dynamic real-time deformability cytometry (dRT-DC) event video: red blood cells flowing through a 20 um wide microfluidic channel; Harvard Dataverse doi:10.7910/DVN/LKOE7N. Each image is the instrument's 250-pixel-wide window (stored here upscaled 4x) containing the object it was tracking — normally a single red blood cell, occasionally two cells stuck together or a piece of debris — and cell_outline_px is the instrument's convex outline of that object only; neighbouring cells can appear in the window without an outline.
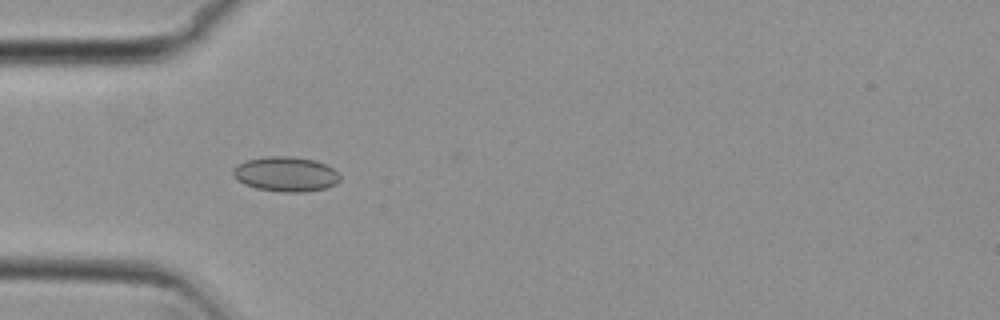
{"species": "common noctule bat (a hibernating species)", "species_latin": "Nyctalus noctula", "temperature_condition": "cold", "stored_images_in_passage": 38, "camera_frame_rate_fps": 3000, "um_per_image_px": 0.085, "animal": {"sex": "female", "body_mass_g": 29.2, "forearm_length_mm": 56.3}, "frame": {"image": 1, "passage_image": 1, "time_ms": 0.0, "image_size_px": [1000, 320], "cell_outline_px": [[340, 180], [336, 184], [328, 188], [304, 192], [284, 192], [256, 188], [244, 184], [236, 180], [232, 176], [232, 168], [236, 164], [248, 160], [268, 156], [292, 156], [316, 160], [332, 168], [340, 176]], "centroid_in_image_um": [24.27, 14.8], "position_along_channel_um": 60.7, "area_um2": 21.91}}
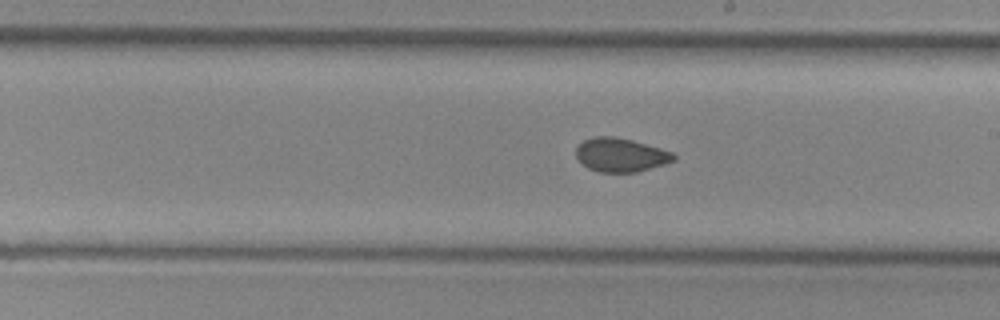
{"frame": {"image": 2, "passage_image": 15, "time_ms": 4.667, "image_size_px": [1000, 320], "cell_outline_px": [[676, 160], [664, 164], [636, 172], [600, 172], [588, 168], [576, 156], [576, 148], [584, 140], [592, 136], [616, 136], [632, 140], [660, 148], [672, 152], [676, 156]], "centroid_in_image_um": [52.76, 13.16], "position_along_channel_um": 236.2, "area_um2": 19.13}}
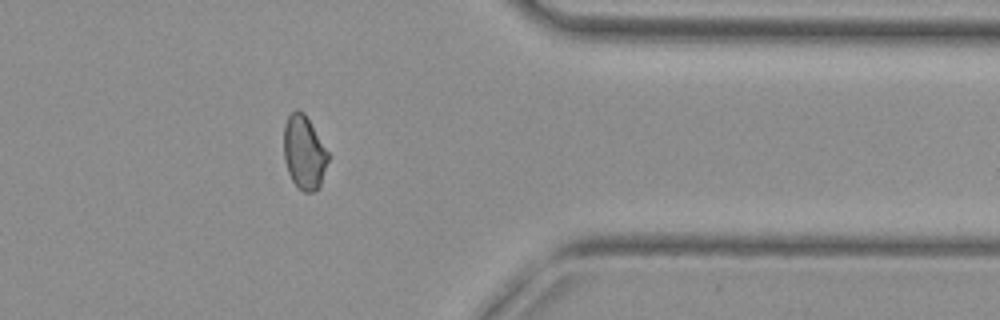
{"frame": {"image": 3, "passage_image": 28, "time_ms": 9.0, "image_size_px": [1000, 320], "cell_outline_px": [[328, 160], [320, 188], [316, 192], [304, 192], [292, 180], [288, 172], [284, 160], [284, 124], [288, 116], [296, 108], [304, 112], [328, 152]], "centroid_in_image_um": [25.84, 12.96], "position_along_channel_um": 385.6, "area_um2": 19.02}, "authors_computed_cell_mechanics": {"area_um2": 19.5364, "velocity_mm_per_s": 3.8121, "shape_relaxation_time_tau1_ms": null, "shape_relaxation_time_tau2_ms": 2.4518, "deformation_change_tau1": null, "deformation_change_tau2": 0.0527}}